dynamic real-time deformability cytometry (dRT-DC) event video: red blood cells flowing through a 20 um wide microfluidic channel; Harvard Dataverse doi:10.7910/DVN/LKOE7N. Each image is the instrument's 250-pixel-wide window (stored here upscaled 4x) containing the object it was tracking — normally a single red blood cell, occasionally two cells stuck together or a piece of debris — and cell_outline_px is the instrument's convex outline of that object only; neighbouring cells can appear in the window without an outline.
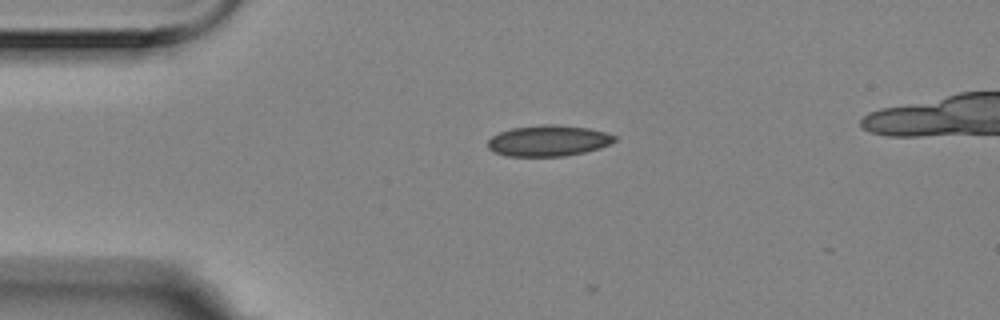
{"species": "Egyptian fruit bat (a non-hibernating species)", "species_latin": "Rousettus aegyptiacus", "temperature_condition": "room temperature", "stored_images_in_passage": 2, "camera_frame_rate_fps": 3000, "um_per_image_px": 0.085, "animal": {"sex": "female"}, "frame": {"image": 1, "passage_image": 1, "time_ms": 0.0, "image_size_px": [1000, 320], "cell_outline_px": [[616, 140], [600, 148], [584, 152], [564, 156], [504, 156], [488, 148], [488, 140], [492, 136], [500, 132], [512, 128], [548, 124], [552, 124], [588, 128], [604, 132], [616, 136]], "centroid_in_image_um": [46.6, 11.97], "position_along_channel_um": 38.4, "area_um2": 22.66}}